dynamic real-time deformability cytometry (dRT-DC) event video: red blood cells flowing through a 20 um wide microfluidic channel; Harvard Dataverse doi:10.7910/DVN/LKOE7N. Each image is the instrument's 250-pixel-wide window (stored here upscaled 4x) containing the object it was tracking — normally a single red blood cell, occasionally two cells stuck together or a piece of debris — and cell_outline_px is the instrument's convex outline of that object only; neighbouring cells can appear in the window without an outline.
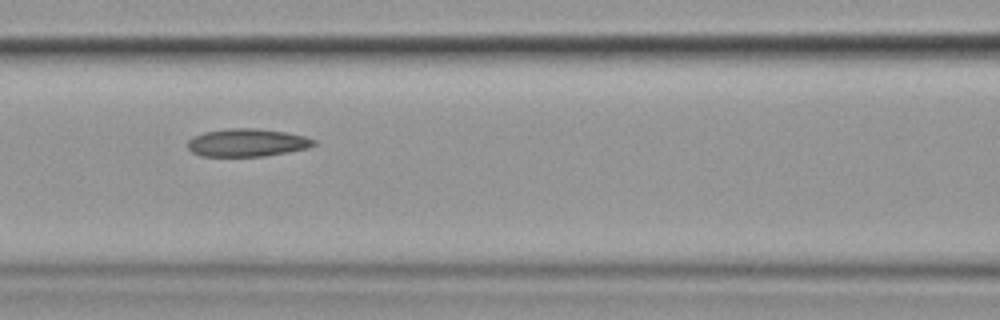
{"species": "common noctule bat (a hibernating species)", "species_latin": "Nyctalus noctula", "temperature_condition": "cold", "stored_images_in_passage": 6, "camera_frame_rate_fps": 3000, "um_per_image_px": 0.085, "animal": {"sex": "female", "body_mass_g": 19.9}, "frame": {"image": 1, "passage_image": 5, "time_ms": 4.667, "image_size_px": [1000, 320], "cell_outline_px": [[316, 144], [308, 148], [288, 152], [264, 156], [200, 156], [192, 152], [188, 148], [188, 140], [192, 136], [204, 132], [228, 128], [256, 128], [284, 132], [304, 136], [316, 140]], "centroid_in_image_um": [20.99, 12.12], "position_along_channel_um": 145.6, "area_um2": 20.52}}
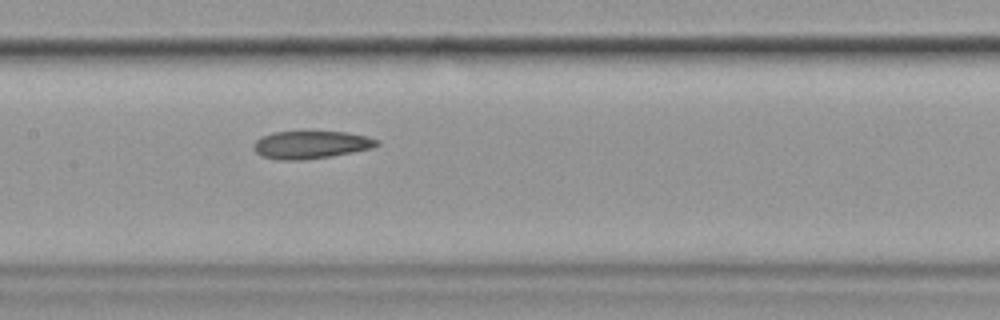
{"frame": {"image": 2, "passage_image": 6, "time_ms": 5.667, "image_size_px": [1000, 320], "cell_outline_px": [[380, 144], [372, 148], [332, 156], [300, 160], [280, 160], [260, 156], [252, 148], [252, 144], [260, 136], [272, 132], [344, 132], [368, 136], [380, 140]], "centroid_in_image_um": [26.4, 12.3], "position_along_channel_um": 181.0, "area_um2": 20.06}}